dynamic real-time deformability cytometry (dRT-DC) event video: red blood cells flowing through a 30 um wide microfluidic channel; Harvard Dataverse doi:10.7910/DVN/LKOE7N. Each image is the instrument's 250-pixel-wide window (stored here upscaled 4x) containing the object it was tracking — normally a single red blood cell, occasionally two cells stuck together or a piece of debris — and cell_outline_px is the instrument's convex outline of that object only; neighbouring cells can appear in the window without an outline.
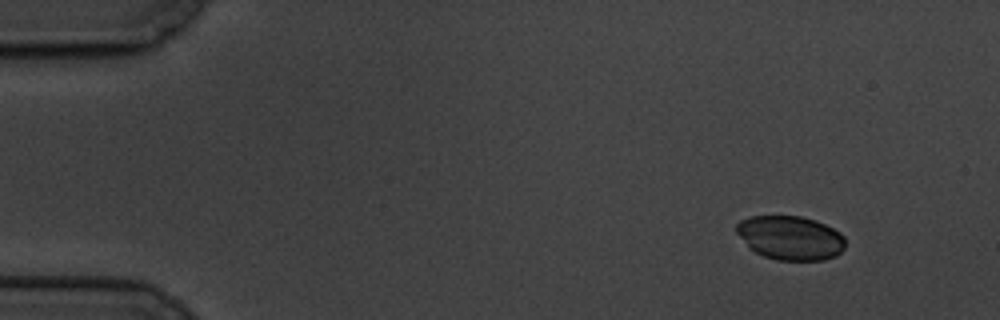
{"species": "common noctule bat (a hibernating species)", "species_latin": "Nyctalus noctula", "temperature_condition": "cold", "stored_images_in_passage": 4, "camera_frame_rate_fps": 3000, "um_per_image_px": 0.085, "animal": {"sex": "male", "body_mass_g": 19.5, "forearm_length_mm": 54.6}, "frame": {"image": 1, "passage_image": 1, "time_ms": 0.0, "image_size_px": [1000, 320], "cell_outline_px": [[844, 248], [836, 256], [824, 260], [776, 260], [764, 256], [748, 248], [736, 232], [736, 224], [740, 220], [748, 216], [800, 216], [816, 220], [840, 232], [844, 236]], "centroid_in_image_um": [67.16, 20.21], "position_along_channel_um": 17.8, "area_um2": 28.09}}